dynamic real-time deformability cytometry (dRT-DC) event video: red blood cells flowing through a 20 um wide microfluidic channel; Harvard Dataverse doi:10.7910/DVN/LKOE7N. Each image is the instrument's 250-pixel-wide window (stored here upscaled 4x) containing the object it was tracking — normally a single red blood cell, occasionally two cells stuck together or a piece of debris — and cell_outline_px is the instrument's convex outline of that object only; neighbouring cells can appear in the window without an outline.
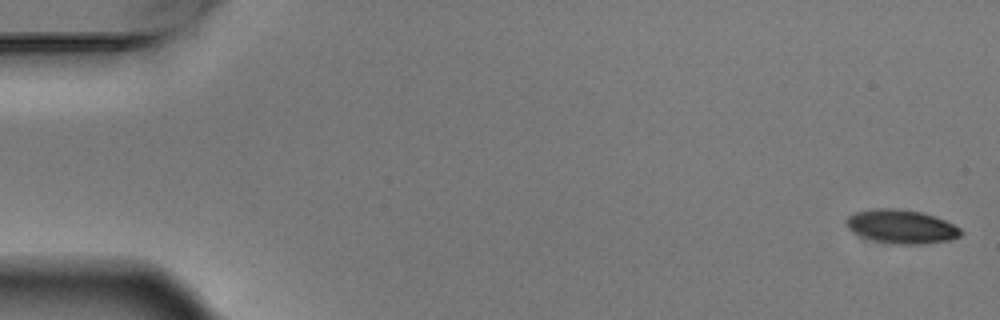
{"species": "Egyptian fruit bat (a non-hibernating species)", "species_latin": "Rousettus aegyptiacus", "temperature_condition": "warm", "stored_images_in_passage": 7, "camera_frame_rate_fps": 3000, "um_per_image_px": 0.085, "animal": {"sex": "male"}, "frame": {"image": 1, "passage_image": 1, "time_ms": 0.0, "image_size_px": [1000, 320], "cell_outline_px": [[964, 232], [960, 236], [948, 240], [920, 244], [900, 244], [872, 240], [848, 228], [844, 220], [848, 216], [856, 212], [872, 208], [896, 208], [920, 212], [944, 220], [960, 228]], "centroid_in_image_um": [76.61, 19.24], "position_along_channel_um": 8.4, "area_um2": 22.2}}
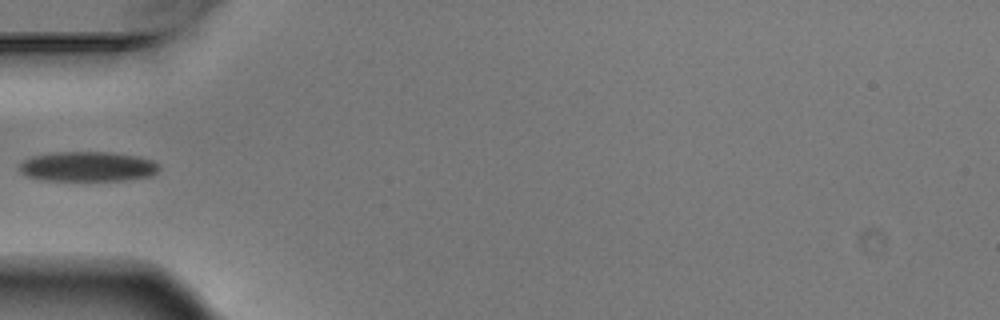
{"frame": {"image": 2, "passage_image": 6, "time_ms": 1.667, "image_size_px": [1000, 320], "cell_outline_px": [[160, 168], [152, 176], [124, 180], [44, 180], [28, 176], [20, 172], [16, 168], [24, 160], [32, 156], [56, 152], [108, 152], [136, 156], [152, 160]], "centroid_in_image_um": [7.42, 14.15], "position_along_channel_um": 77.6, "area_um2": 24.22}}
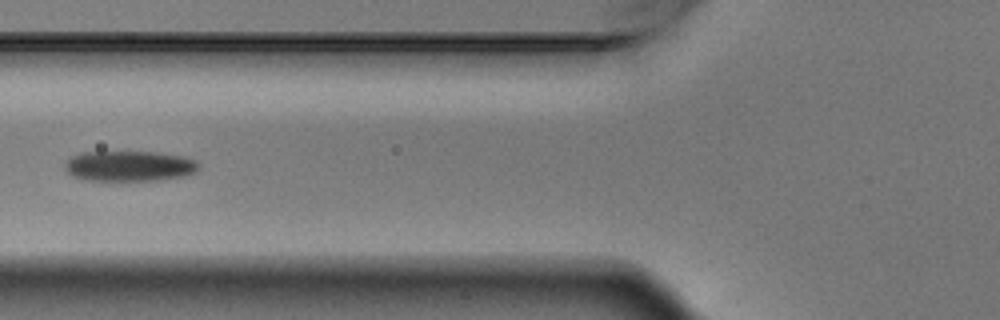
{"frame": {"image": 3, "passage_image": 7, "time_ms": 2.0, "image_size_px": [1000, 320], "cell_outline_px": [[200, 168], [196, 172], [184, 176], [164, 180], [84, 180], [72, 176], [64, 168], [64, 164], [72, 156], [80, 152], [156, 152], [180, 156], [196, 160], [200, 164]], "centroid_in_image_um": [11.01, 14.12], "position_along_channel_um": 114.8, "area_um2": 23.87}}